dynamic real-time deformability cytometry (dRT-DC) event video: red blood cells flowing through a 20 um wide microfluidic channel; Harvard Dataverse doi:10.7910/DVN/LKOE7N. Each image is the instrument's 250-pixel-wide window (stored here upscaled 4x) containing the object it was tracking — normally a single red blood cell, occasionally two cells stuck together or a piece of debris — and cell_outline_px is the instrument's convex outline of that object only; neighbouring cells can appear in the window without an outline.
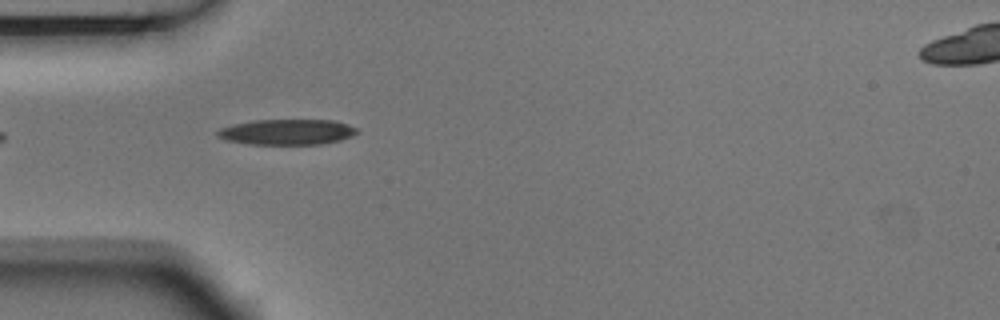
{"species": "Egyptian fruit bat (a non-hibernating species)", "species_latin": "Rousettus aegyptiacus", "temperature_condition": "room temperature", "stored_images_in_passage": 5, "camera_frame_rate_fps": 3000, "um_per_image_px": 0.085, "animal": {"sex": "male"}, "frame": {"image": 1, "passage_image": 5, "time_ms": 1.333, "image_size_px": [1000, 320], "cell_outline_px": [[360, 132], [352, 136], [340, 140], [320, 144], [248, 144], [224, 140], [216, 136], [216, 132], [220, 128], [232, 124], [252, 120], [332, 120], [348, 124], [360, 128]], "centroid_in_image_um": [24.4, 11.21], "position_along_channel_um": 60.6, "area_um2": 21.04}}